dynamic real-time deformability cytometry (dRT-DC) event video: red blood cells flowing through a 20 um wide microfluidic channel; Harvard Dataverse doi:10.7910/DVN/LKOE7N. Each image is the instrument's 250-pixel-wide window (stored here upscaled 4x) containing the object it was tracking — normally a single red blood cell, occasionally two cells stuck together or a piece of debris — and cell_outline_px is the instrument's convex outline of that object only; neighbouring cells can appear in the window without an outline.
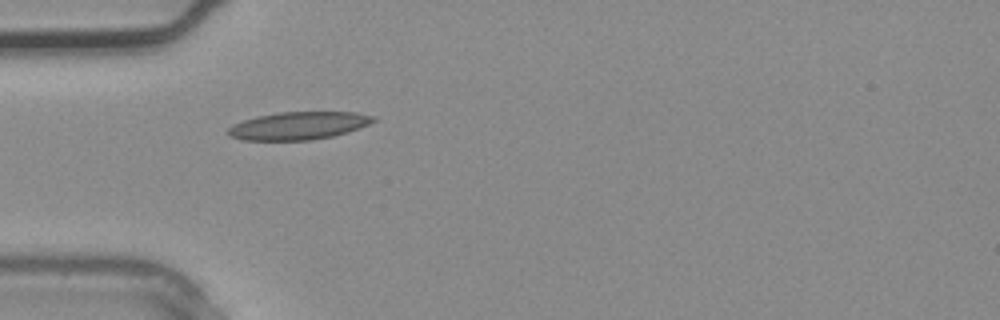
{"species": "common noctule bat (a hibernating species)", "species_latin": "Nyctalus noctula", "temperature_condition": "warm", "stored_images_in_passage": 4, "camera_frame_rate_fps": 3000, "um_per_image_px": 0.085, "animal": {"sex": "male", "body_mass_g": 20.4}, "frame": {"image": 1, "passage_image": 3, "time_ms": 0.667, "image_size_px": [1000, 320], "cell_outline_px": [[376, 120], [360, 128], [332, 136], [312, 140], [244, 140], [228, 136], [228, 128], [232, 124], [244, 120], [260, 116], [280, 112], [356, 112], [376, 116]], "centroid_in_image_um": [25.39, 10.68], "position_along_channel_um": 59.6, "area_um2": 23.41}}
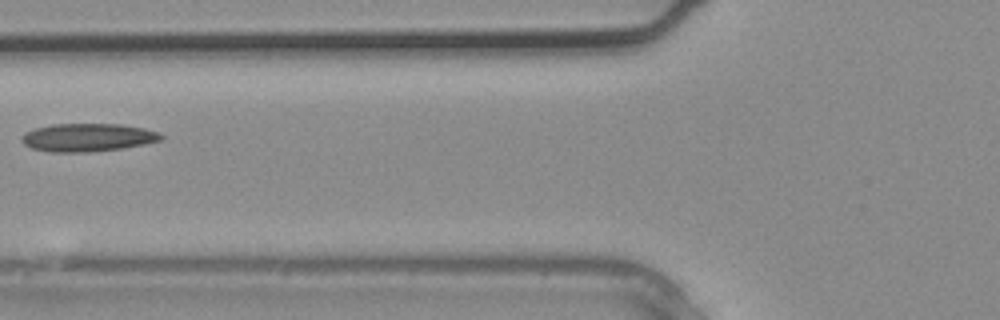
{"frame": {"image": 2, "passage_image": 4, "time_ms": 1.0, "image_size_px": [1000, 320], "cell_outline_px": [[164, 136], [160, 140], [144, 144], [124, 148], [92, 152], [48, 152], [32, 148], [24, 144], [20, 140], [20, 136], [24, 132], [36, 128], [52, 124], [120, 124], [144, 128], [160, 132]], "centroid_in_image_um": [7.44, 11.69], "position_along_channel_um": 118.4, "area_um2": 23.0}}